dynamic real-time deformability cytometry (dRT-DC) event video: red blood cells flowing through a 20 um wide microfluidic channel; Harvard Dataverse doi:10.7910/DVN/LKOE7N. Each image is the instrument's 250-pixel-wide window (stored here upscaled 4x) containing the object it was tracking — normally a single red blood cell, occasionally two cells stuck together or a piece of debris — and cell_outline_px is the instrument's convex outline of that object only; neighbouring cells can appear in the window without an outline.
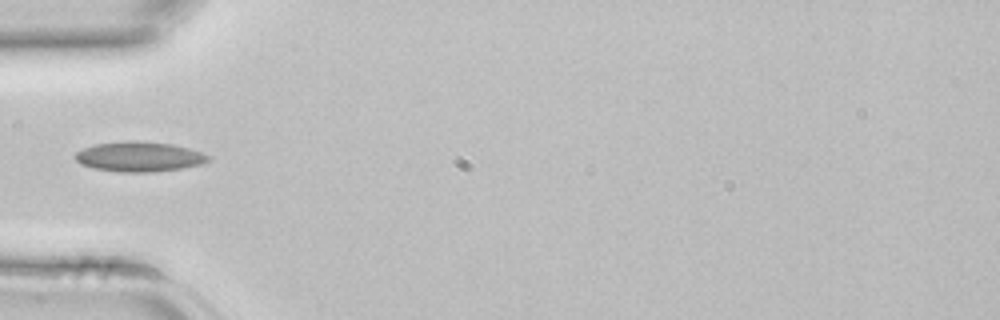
{"species": "common noctule bat (a hibernating species)", "species_latin": "Nyctalus noctula", "temperature_condition": "room temperature", "stored_images_in_passage": 30, "camera_frame_rate_fps": 3000, "um_per_image_px": 0.085, "animal": {"sex": "female", "body_mass_g": 22.7, "forearm_length_mm": 54.2}, "frame": {"image": 1, "passage_image": 1, "time_ms": 0.0, "image_size_px": [1000, 320], "cell_outline_px": [[212, 160], [200, 164], [184, 168], [152, 172], [120, 172], [92, 168], [80, 164], [72, 156], [76, 152], [84, 148], [96, 144], [172, 144], [188, 148], [212, 156]], "centroid_in_image_um": [11.86, 13.38], "position_along_channel_um": 73.1, "area_um2": 22.25}}
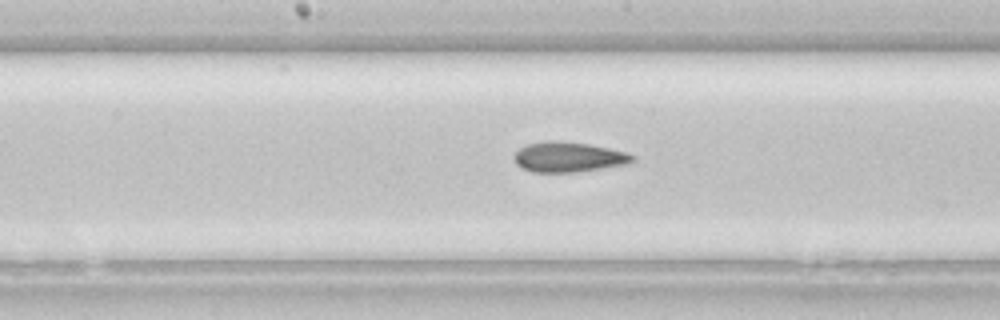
{"frame": {"image": 2, "passage_image": 9, "time_ms": 2.667, "image_size_px": [1000, 320], "cell_outline_px": [[636, 160], [632, 164], [576, 172], [532, 172], [520, 168], [516, 164], [512, 156], [520, 148], [528, 144], [588, 144], [608, 148], [624, 152], [636, 156]], "centroid_in_image_um": [48.39, 13.42], "position_along_channel_um": 199.8, "area_um2": 20.06}}